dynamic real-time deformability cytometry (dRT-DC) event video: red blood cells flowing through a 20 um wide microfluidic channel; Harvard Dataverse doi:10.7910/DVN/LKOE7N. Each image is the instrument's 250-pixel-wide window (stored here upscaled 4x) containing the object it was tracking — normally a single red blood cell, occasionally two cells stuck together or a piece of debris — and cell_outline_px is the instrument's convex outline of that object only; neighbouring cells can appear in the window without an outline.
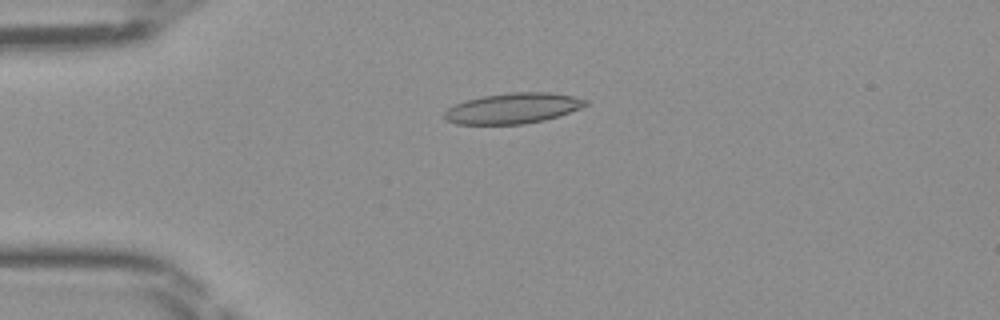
{"species": "Egyptian fruit bat (a non-hibernating species)", "species_latin": "Rousettus aegyptiacus", "temperature_condition": "room temperature", "stored_images_in_passage": 46, "camera_frame_rate_fps": 3000, "um_per_image_px": 0.085, "frame": {"image": 1, "passage_image": 11, "time_ms": 3.333, "image_size_px": [1000, 320], "cell_outline_px": [[588, 104], [580, 108], [560, 116], [544, 120], [524, 124], [456, 124], [448, 120], [444, 116], [444, 112], [448, 108], [456, 104], [468, 100], [484, 96], [508, 92], [552, 92], [572, 96], [588, 100]], "centroid_in_image_um": [43.64, 9.2], "position_along_channel_um": 41.4, "area_um2": 25.03}}
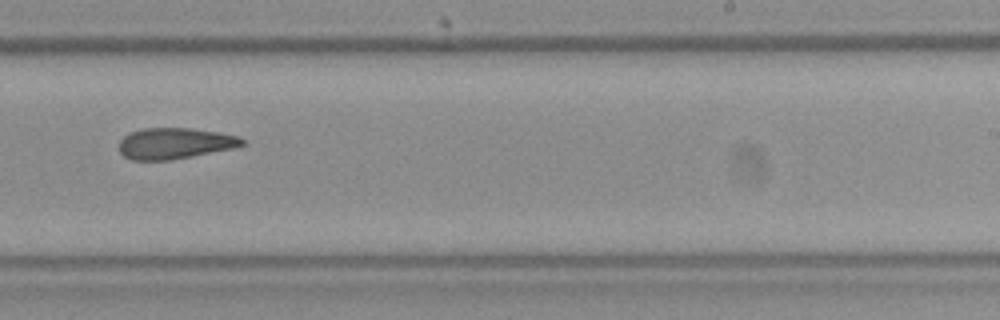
{"frame": {"image": 2, "passage_image": 29, "time_ms": 9.333, "image_size_px": [1000, 320], "cell_outline_px": [[248, 144], [236, 148], [192, 156], [168, 160], [132, 160], [124, 156], [120, 152], [120, 140], [128, 132], [140, 128], [192, 128], [240, 136], [248, 140]], "centroid_in_image_um": [14.92, 12.18], "position_along_channel_um": 274.1, "area_um2": 22.6}}
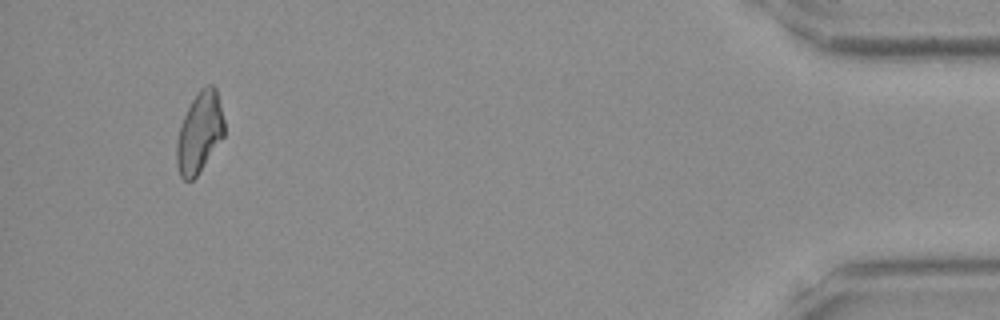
{"frame": {"image": 3, "passage_image": 44, "time_ms": 14.333, "image_size_px": [1000, 320], "cell_outline_px": [[224, 136], [200, 172], [192, 180], [184, 180], [180, 176], [176, 164], [176, 140], [180, 124], [196, 92], [200, 88], [208, 84], [212, 84], [216, 88], [224, 120]], "centroid_in_image_um": [16.94, 11.26], "position_along_channel_um": 418.3, "area_um2": 22.54}}